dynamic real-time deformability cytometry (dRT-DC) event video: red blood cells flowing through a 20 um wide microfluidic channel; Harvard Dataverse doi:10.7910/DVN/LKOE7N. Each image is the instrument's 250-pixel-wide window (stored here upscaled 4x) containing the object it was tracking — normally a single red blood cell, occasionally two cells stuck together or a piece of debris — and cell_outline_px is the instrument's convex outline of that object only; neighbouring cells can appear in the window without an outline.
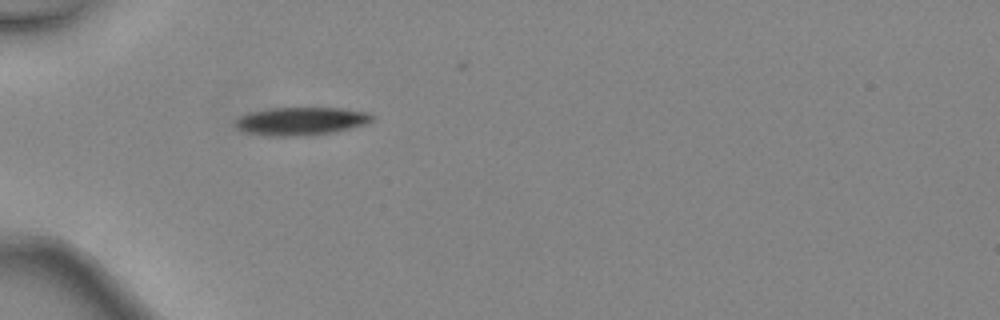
{"species": "common noctule bat (a hibernating species)", "species_latin": "Nyctalus noctula", "temperature_condition": "warm", "stored_images_in_passage": 25, "camera_frame_rate_fps": 3000, "um_per_image_px": 0.085, "animal": {"sex": "female", "body_mass_g": 24.6, "forearm_length_mm": 56.2}, "frame": {"image": 1, "passage_image": 1, "time_ms": 0.0, "image_size_px": [1000, 320], "cell_outline_px": [[376, 116], [372, 120], [364, 124], [332, 132], [296, 136], [276, 136], [244, 132], [236, 128], [232, 124], [240, 116], [248, 112], [272, 108], [340, 108], [368, 112]], "centroid_in_image_um": [25.54, 10.28], "position_along_channel_um": 59.5, "area_um2": 22.2}}
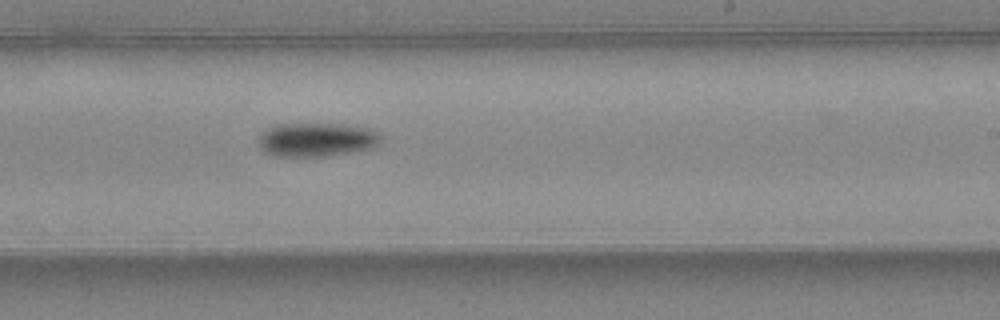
{"frame": {"image": 2, "passage_image": 15, "time_ms": 4.667, "image_size_px": [1000, 320], "cell_outline_px": [[380, 144], [372, 148], [352, 152], [328, 156], [272, 156], [264, 152], [260, 148], [260, 132], [276, 124], [340, 124], [368, 128], [376, 132], [380, 136]], "centroid_in_image_um": [26.89, 11.88], "position_along_channel_um": 262.1, "area_um2": 24.16}}
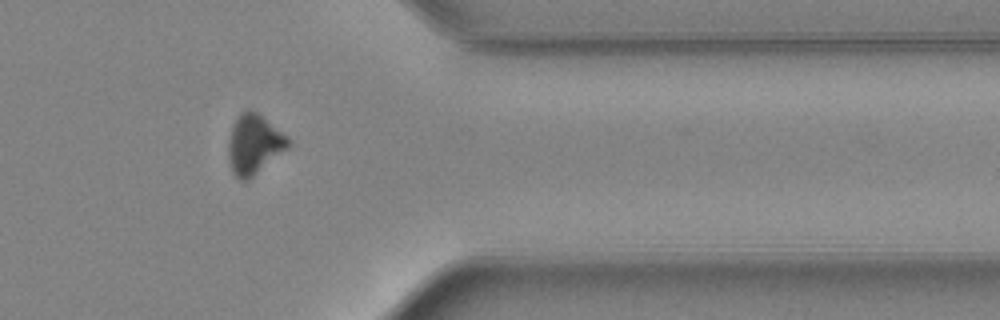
{"frame": {"image": 3, "passage_image": 24, "time_ms": 7.667, "image_size_px": [1000, 320], "cell_outline_px": [[292, 144], [288, 148], [248, 180], [240, 180], [232, 172], [228, 160], [228, 136], [240, 112], [248, 108], [256, 112], [288, 136]], "centroid_in_image_um": [21.59, 12.27], "position_along_channel_um": 389.8, "area_um2": 20.81}}